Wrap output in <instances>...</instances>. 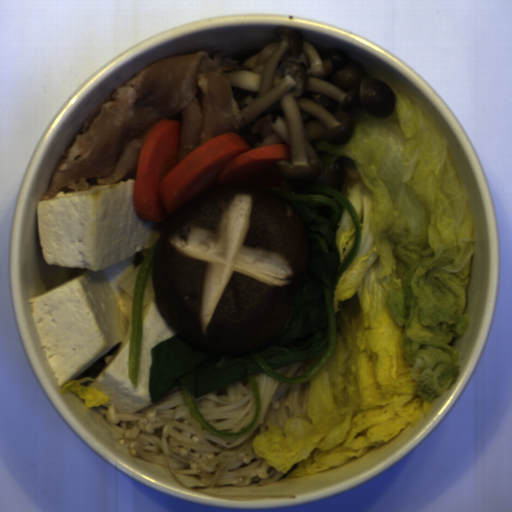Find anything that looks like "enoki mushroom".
<instances>
[{"mask_svg":"<svg viewBox=\"0 0 512 512\" xmlns=\"http://www.w3.org/2000/svg\"><path fill=\"white\" fill-rule=\"evenodd\" d=\"M261 404L253 431L243 437H220L206 429L189 411L181 385L133 414L116 413L114 406H94L122 438L128 455L161 467L174 482L219 500L296 499L284 494H209L199 490L263 486L286 473L272 467L254 450L259 432L272 424L307 412L309 379L300 383L275 381L265 372L253 374Z\"/></svg>","mask_w":512,"mask_h":512,"instance_id":"obj_1","label":"enoki mushroom"},{"mask_svg":"<svg viewBox=\"0 0 512 512\" xmlns=\"http://www.w3.org/2000/svg\"><path fill=\"white\" fill-rule=\"evenodd\" d=\"M195 403L204 421L226 432L242 430L255 416L253 392L245 377L196 397Z\"/></svg>","mask_w":512,"mask_h":512,"instance_id":"obj_2","label":"enoki mushroom"},{"mask_svg":"<svg viewBox=\"0 0 512 512\" xmlns=\"http://www.w3.org/2000/svg\"><path fill=\"white\" fill-rule=\"evenodd\" d=\"M271 370L274 371L276 374H279L286 378H294V377L303 375V363L298 362V363L274 368Z\"/></svg>","mask_w":512,"mask_h":512,"instance_id":"obj_3","label":"enoki mushroom"}]
</instances>
